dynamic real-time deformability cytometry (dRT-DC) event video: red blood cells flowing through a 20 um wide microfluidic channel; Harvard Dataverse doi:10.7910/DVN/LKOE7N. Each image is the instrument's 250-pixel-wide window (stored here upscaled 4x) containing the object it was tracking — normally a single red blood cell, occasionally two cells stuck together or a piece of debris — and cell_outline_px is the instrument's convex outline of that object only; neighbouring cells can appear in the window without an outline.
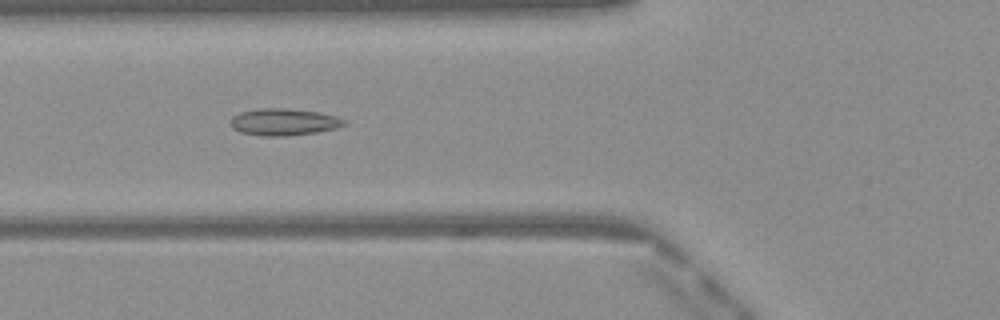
{"species": "Egyptian fruit bat (a non-hibernating species)", "species_latin": "Rousettus aegyptiacus", "temperature_condition": "warm", "stored_images_in_passage": 35, "camera_frame_rate_fps": 3000, "um_per_image_px": 0.085, "frame": {"image": 1, "passage_image": 4, "time_ms": 1.0, "image_size_px": [1000, 320], "cell_outline_px": [[348, 124], [336, 128], [316, 132], [284, 136], [264, 136], [240, 132], [232, 128], [228, 124], [232, 116], [240, 112], [260, 108], [284, 108], [320, 112], [336, 116], [344, 120]], "centroid_in_image_um": [24.09, 10.36], "position_along_channel_um": 101.7, "area_um2": 17.92}}
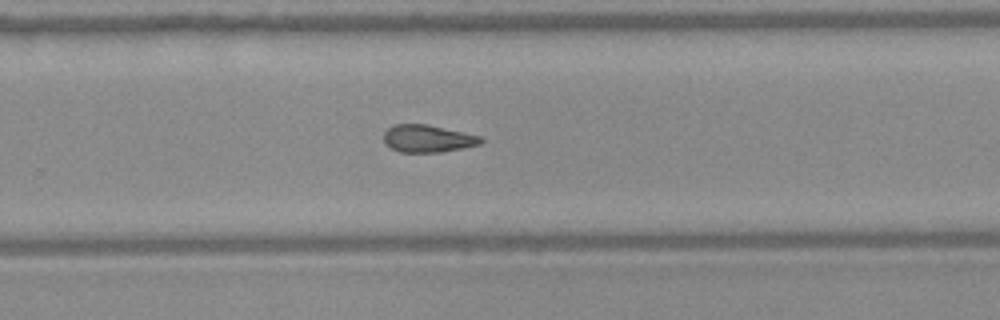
{"frame": {"image": 2, "passage_image": 18, "time_ms": 5.667, "image_size_px": [1000, 320], "cell_outline_px": [[484, 140], [480, 144], [464, 148], [440, 152], [400, 152], [384, 144], [384, 132], [392, 124], [428, 124], [484, 136]], "centroid_in_image_um": [36.39, 11.77], "position_along_channel_um": 293.4, "area_um2": 15.78}}
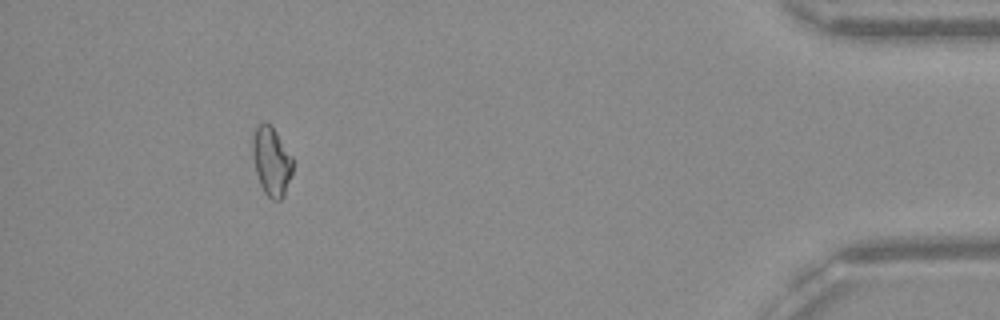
{"frame": {"image": 3, "passage_image": 31, "time_ms": 10.0, "image_size_px": [1000, 320], "cell_outline_px": [[292, 172], [284, 196], [280, 200], [272, 200], [264, 192], [260, 184], [256, 172], [252, 156], [252, 140], [256, 124], [264, 120], [272, 124], [292, 156]], "centroid_in_image_um": [23.06, 13.65], "position_along_channel_um": 412.1, "area_um2": 16.42}, "authors_computed_cell_mechanics": {"area_um2": 15.9528, "velocity_mm_per_s": 4.1044, "shape_relaxation_time_tau1_ms": null, "shape_relaxation_time_tau2_ms": 5.0855, "deformation_change_tau1": null, "deformation_change_tau2": 0.1196}}